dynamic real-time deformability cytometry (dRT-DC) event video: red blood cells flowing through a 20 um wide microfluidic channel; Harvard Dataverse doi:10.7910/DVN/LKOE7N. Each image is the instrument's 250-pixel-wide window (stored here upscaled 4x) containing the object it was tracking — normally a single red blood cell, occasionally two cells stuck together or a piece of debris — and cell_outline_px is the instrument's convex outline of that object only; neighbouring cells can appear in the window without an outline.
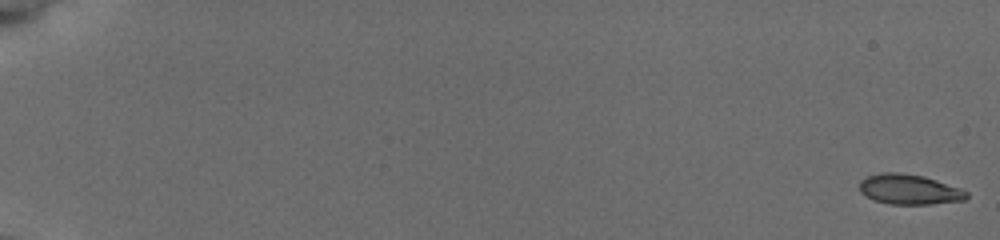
{"species": "common noctule bat (a hibernating species)", "species_latin": "Nyctalus noctula", "temperature_condition": "cold", "stored_images_in_passage": 58, "camera_frame_rate_fps": 3000, "um_per_image_px": 0.085, "animal": {"sex": "female", "body_mass_g": 19.5, "forearm_length_mm": 54.1}, "frame": {"image": 1, "passage_image": 1, "time_ms": 0.0, "image_size_px": [1000, 240], "cell_outline_px": [[968, 196], [964, 200], [928, 204], [888, 204], [876, 200], [860, 192], [860, 180], [868, 176], [884, 172], [900, 172], [924, 176], [960, 188], [968, 192]], "centroid_in_image_um": [77.29, 16.09], "position_along_channel_um": 7.7, "area_um2": 18.61}}
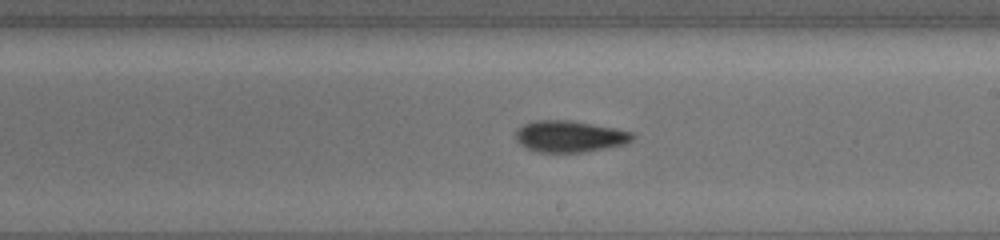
{"frame": {"image": 2, "passage_image": 36, "time_ms": 11.667, "image_size_px": [1000, 240], "cell_outline_px": [[636, 136], [632, 140], [624, 144], [584, 152], [536, 152], [520, 144], [516, 140], [516, 128], [524, 124], [536, 120], [572, 120], [616, 128], [632, 132]], "centroid_in_image_um": [48.42, 11.58], "position_along_channel_um": 240.6, "area_um2": 21.5}}
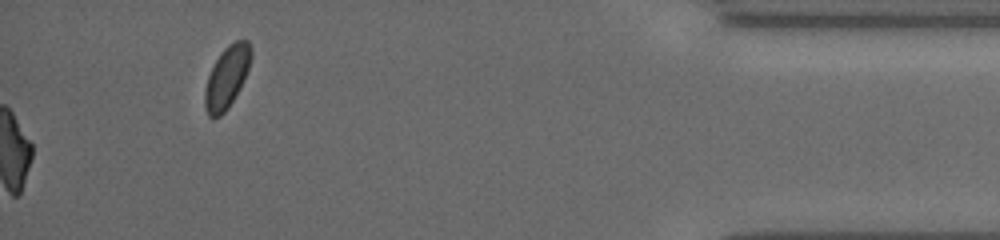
{"frame": {"image": 3, "passage_image": 58, "time_ms": 19.0, "image_size_px": [1000, 240], "cell_outline_px": [[252, 56], [248, 68], [228, 108], [220, 116], [208, 116], [204, 104], [204, 92], [208, 76], [216, 60], [224, 48], [228, 44], [236, 40], [248, 40], [252, 48]], "centroid_in_image_um": [19.27, 6.52], "position_along_channel_um": 415.9, "area_um2": 16.24}, "authors_computed_cell_mechanics": {"area_um2": 19.9121, "velocity_mm_per_s": 3.7759, "shape_relaxation_time_tau1_ms": 3.828, "shape_relaxation_time_tau2_ms": 4.386, "deformation_change_tau1": 0.1246, "deformation_change_tau2": 0.1105}}